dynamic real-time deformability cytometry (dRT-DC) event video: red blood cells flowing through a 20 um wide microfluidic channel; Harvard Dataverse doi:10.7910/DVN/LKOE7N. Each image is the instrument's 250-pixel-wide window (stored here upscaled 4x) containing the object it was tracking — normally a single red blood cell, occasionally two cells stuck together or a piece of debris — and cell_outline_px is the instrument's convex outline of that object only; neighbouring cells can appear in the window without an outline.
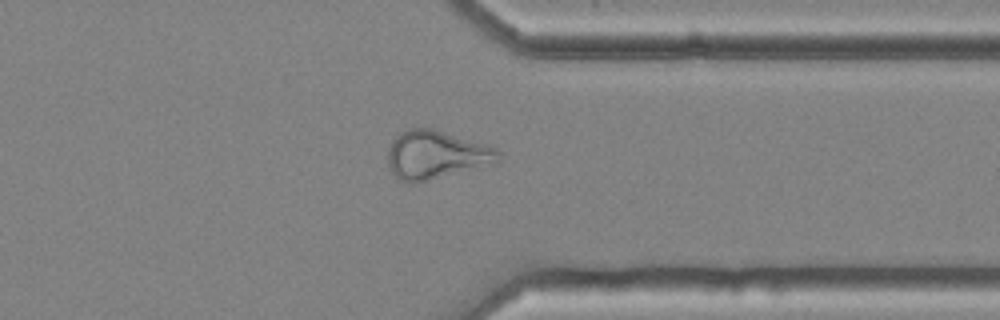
{"species": "common noctule bat (a hibernating species)", "species_latin": "Nyctalus noctula", "temperature_condition": "cold", "stored_images_in_passage": 45, "segment_of_instrument_passage": [1, 2], "camera_frame_rate_fps": 3000, "um_per_image_px": 0.085, "animal": {"sex": "female", "body_mass_g": 25.1}, "frame": {"image": 1, "passage_image": 32, "time_ms": 10.333, "image_size_px": [1000, 320], "cell_outline_px": [[500, 156], [496, 164], [412, 184], [400, 180], [392, 172], [388, 164], [388, 148], [392, 140], [400, 132], [408, 128], [432, 128], [488, 144], [496, 148], [500, 152]], "centroid_in_image_um": [37.08, 13.16], "position_along_channel_um": 374.3, "area_um2": 31.5}}
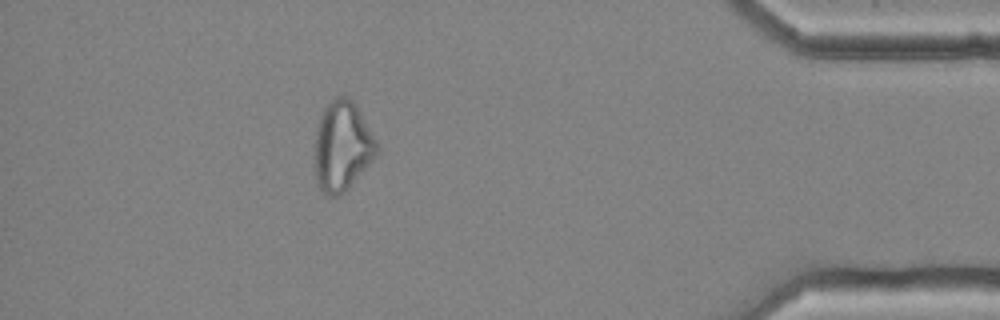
{"frame": {"image": 2, "passage_image": 38, "time_ms": 12.333, "image_size_px": [1000, 320], "cell_outline_px": [[380, 152], [348, 188], [344, 192], [336, 196], [328, 196], [316, 184], [312, 164], [316, 124], [324, 108], [336, 96], [348, 96], [356, 104], [376, 140], [380, 148]], "centroid_in_image_um": [29.05, 12.44], "position_along_channel_um": 406.2, "area_um2": 33.23}}